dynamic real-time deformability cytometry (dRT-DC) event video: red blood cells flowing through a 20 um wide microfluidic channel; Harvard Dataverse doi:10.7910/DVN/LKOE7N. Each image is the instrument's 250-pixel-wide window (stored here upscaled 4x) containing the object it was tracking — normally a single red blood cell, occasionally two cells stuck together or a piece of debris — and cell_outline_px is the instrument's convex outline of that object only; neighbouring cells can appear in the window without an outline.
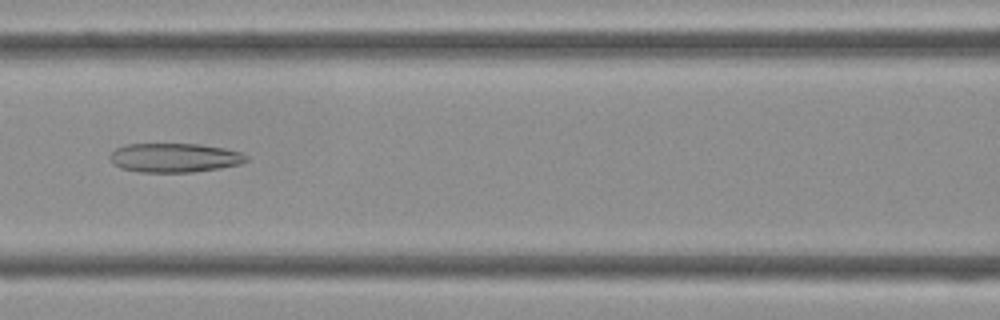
{"species": "Egyptian fruit bat (a non-hibernating species)", "species_latin": "Rousettus aegyptiacus", "temperature_condition": "cold", "stored_images_in_passage": 43, "camera_frame_rate_fps": 3000, "um_per_image_px": 0.085, "frame": {"image": 1, "passage_image": 19, "time_ms": 6.0, "image_size_px": [1000, 320], "cell_outline_px": [[248, 160], [240, 164], [220, 168], [192, 172], [140, 172], [120, 168], [112, 164], [108, 156], [116, 148], [128, 144], [200, 144], [224, 148], [240, 152], [248, 156]], "centroid_in_image_um": [14.82, 13.41], "position_along_channel_um": 151.8, "area_um2": 23.24}}
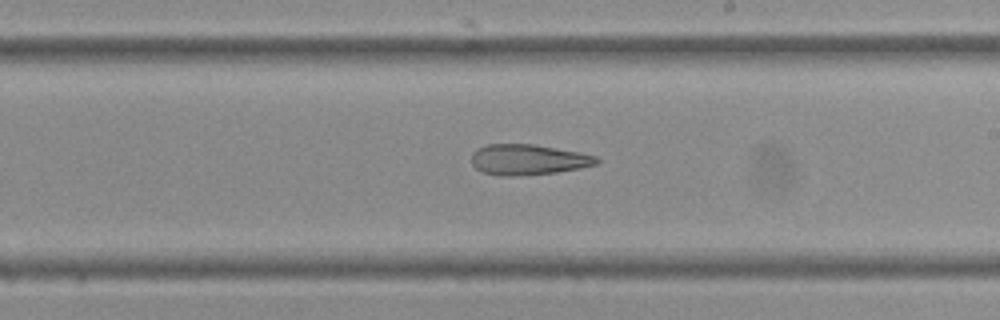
{"frame": {"image": 2, "passage_image": 25, "time_ms": 8.0, "image_size_px": [1000, 320], "cell_outline_px": [[600, 164], [580, 168], [556, 172], [520, 176], [500, 176], [480, 172], [472, 164], [472, 152], [476, 148], [488, 144], [532, 144], [580, 152], [596, 156], [600, 160]], "centroid_in_image_um": [44.88, 13.57], "position_along_channel_um": 244.1, "area_um2": 22.54}}
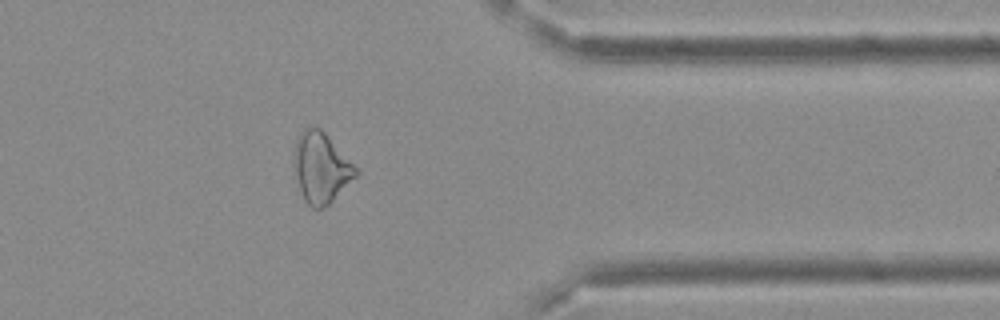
{"frame": {"image": 3, "passage_image": 35, "time_ms": 11.333, "image_size_px": [1000, 320], "cell_outline_px": [[360, 172], [324, 208], [312, 208], [304, 200], [292, 164], [292, 160], [296, 140], [300, 132], [304, 128], [320, 128], [324, 132]], "centroid_in_image_um": [27.25, 14.25], "position_along_channel_um": 384.1, "area_um2": 24.91}}